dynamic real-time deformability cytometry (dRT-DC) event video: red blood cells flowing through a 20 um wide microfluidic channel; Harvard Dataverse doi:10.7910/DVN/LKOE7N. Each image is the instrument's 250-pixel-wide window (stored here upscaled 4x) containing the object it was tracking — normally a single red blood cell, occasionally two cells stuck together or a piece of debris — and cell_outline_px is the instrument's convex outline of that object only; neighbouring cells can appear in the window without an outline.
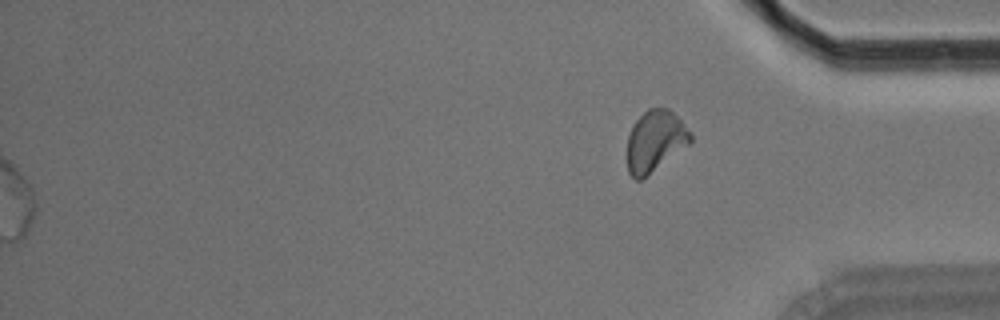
{"species": "Egyptian fruit bat (a non-hibernating species)", "species_latin": "Rousettus aegyptiacus", "temperature_condition": "room temperature", "stored_images_in_passage": 55, "segment_of_instrument_passage": [2, 2], "camera_frame_rate_fps": 3000, "um_per_image_px": 0.085, "animal": {"sex": "male"}, "frame": {"image": 1, "passage_image": 55, "time_ms": 18.0, "image_size_px": [1000, 320], "cell_outline_px": [[692, 140], [688, 144], [640, 180], [636, 180], [628, 172], [628, 136], [632, 124], [648, 108], [668, 108], [692, 132]], "centroid_in_image_um": [55.67, 11.96], "position_along_channel_um": 379.5, "area_um2": 22.08}}